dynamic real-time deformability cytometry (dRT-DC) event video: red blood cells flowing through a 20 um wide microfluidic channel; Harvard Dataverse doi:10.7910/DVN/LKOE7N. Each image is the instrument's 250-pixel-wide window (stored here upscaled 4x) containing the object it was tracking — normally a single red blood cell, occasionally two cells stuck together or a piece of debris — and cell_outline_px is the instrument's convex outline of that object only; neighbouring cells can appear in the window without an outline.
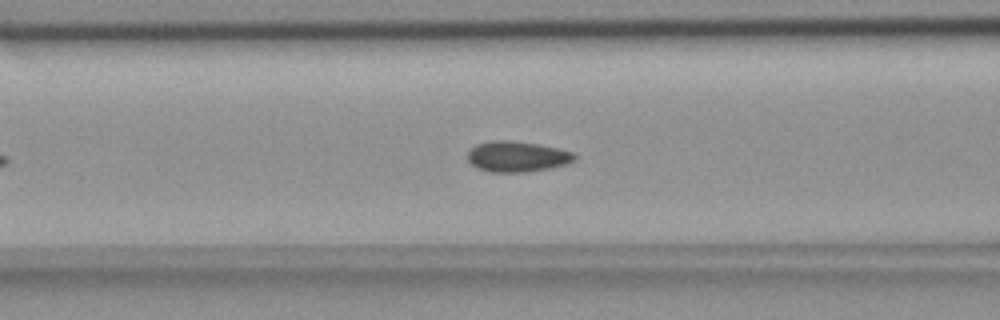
{"species": "common noctule bat (a hibernating species)", "species_latin": "Nyctalus noctula", "temperature_condition": "room temperature", "stored_images_in_passage": 48, "camera_frame_rate_fps": 3000, "um_per_image_px": 0.085, "animal": {"sex": "female", "body_mass_g": 18.4}, "frame": {"image": 1, "passage_image": 15, "time_ms": 4.667, "image_size_px": [1000, 320], "cell_outline_px": [[576, 160], [568, 164], [552, 168], [528, 172], [488, 172], [476, 168], [468, 160], [468, 152], [476, 144], [492, 140], [512, 140], [536, 144], [556, 148], [572, 152], [576, 156]], "centroid_in_image_um": [43.95, 13.32], "position_along_channel_um": 122.6, "area_um2": 19.25}}
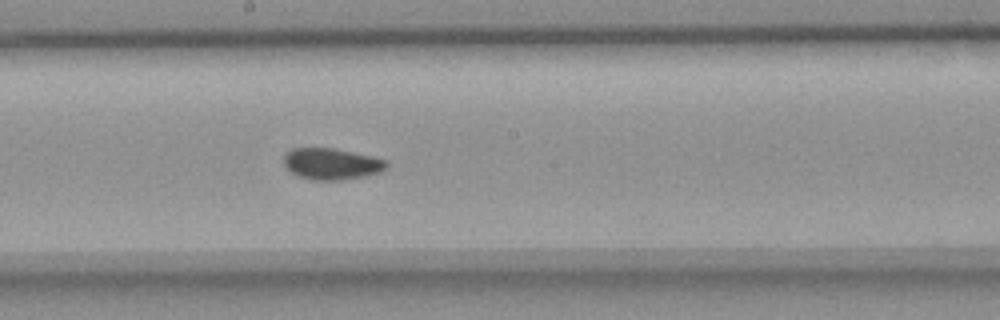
{"frame": {"image": 2, "passage_image": 23, "time_ms": 7.333, "image_size_px": [1000, 320], "cell_outline_px": [[388, 164], [380, 172], [364, 176], [340, 180], [312, 180], [300, 176], [292, 172], [284, 164], [284, 156], [292, 148], [332, 148], [372, 156], [388, 160]], "centroid_in_image_um": [28.2, 13.92], "position_along_channel_um": 220.0, "area_um2": 18.55}}
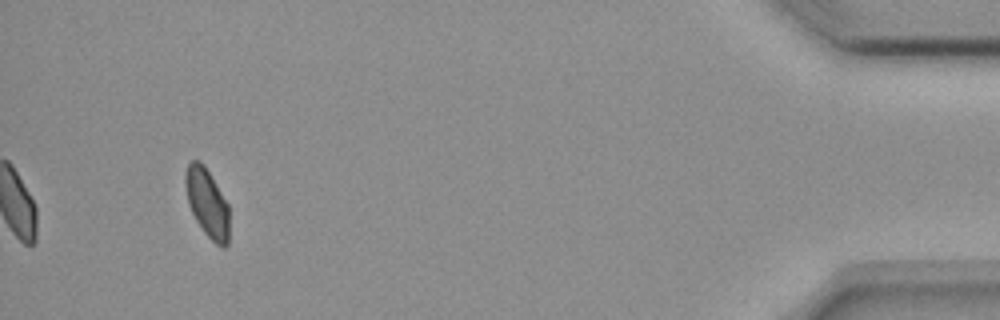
{"frame": {"image": 3, "passage_image": 45, "time_ms": 14.667, "image_size_px": [1000, 320], "cell_outline_px": [[228, 244], [224, 248], [216, 244], [204, 232], [196, 220], [188, 204], [184, 184], [184, 172], [188, 164], [192, 160], [200, 160], [204, 164], [228, 204]], "centroid_in_image_um": [17.58, 17.21], "position_along_channel_um": 417.6, "area_um2": 17.51}, "authors_computed_cell_mechanics": {"area_um2": 18.6116, "velocity_mm_per_s": 3.6624, "shape_relaxation_time_tau1_ms": 10.9654, "shape_relaxation_time_tau2_ms": 0.6704, "deformation_change_tau1": 0.1156, "deformation_change_tau2": 0.0362}}